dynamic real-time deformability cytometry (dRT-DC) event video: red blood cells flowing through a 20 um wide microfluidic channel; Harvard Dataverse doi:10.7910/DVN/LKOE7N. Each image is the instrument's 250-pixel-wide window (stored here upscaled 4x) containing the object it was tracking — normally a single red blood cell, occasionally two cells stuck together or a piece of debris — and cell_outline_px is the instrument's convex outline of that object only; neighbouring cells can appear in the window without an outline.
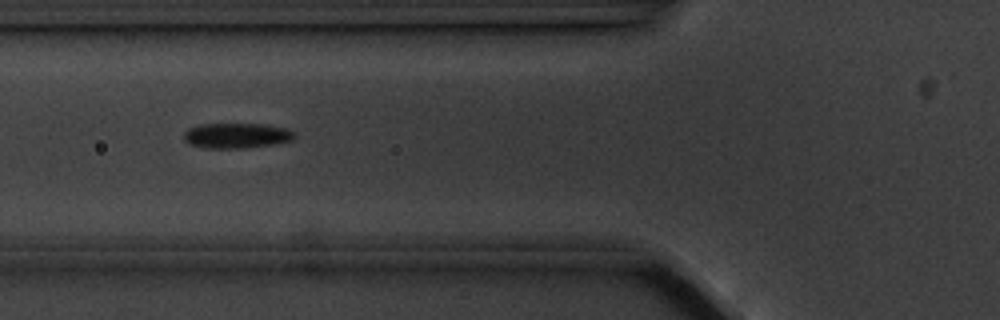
{"species": "common noctule bat (a hibernating species)", "species_latin": "Nyctalus noctula", "temperature_condition": "cold", "stored_images_in_passage": 6, "camera_frame_rate_fps": 3000, "um_per_image_px": 0.085, "animal": {"sex": "male", "body_mass_g": 20.1, "forearm_length_mm": 53.5}, "frame": {"image": 1, "passage_image": 4, "time_ms": 3.667, "image_size_px": [1000, 320], "cell_outline_px": [[296, 136], [292, 140], [276, 144], [244, 148], [208, 148], [188, 144], [184, 140], [184, 132], [188, 128], [200, 124], [264, 124], [288, 128], [296, 132]], "centroid_in_image_um": [20.14, 11.52], "position_along_channel_um": 105.7, "area_um2": 16.47}}
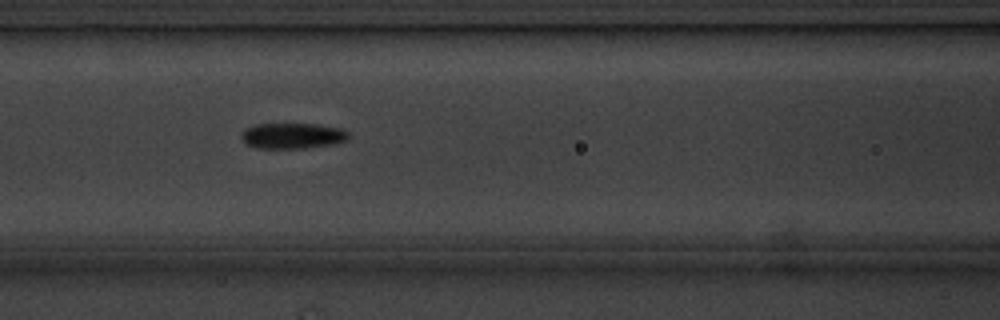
{"frame": {"image": 2, "passage_image": 5, "time_ms": 4.667, "image_size_px": [1000, 320], "cell_outline_px": [[348, 140], [332, 144], [300, 148], [256, 148], [248, 144], [240, 136], [244, 128], [256, 124], [316, 124], [344, 128], [348, 132]], "centroid_in_image_um": [24.87, 11.53], "position_along_channel_um": 141.7, "area_um2": 16.01}}